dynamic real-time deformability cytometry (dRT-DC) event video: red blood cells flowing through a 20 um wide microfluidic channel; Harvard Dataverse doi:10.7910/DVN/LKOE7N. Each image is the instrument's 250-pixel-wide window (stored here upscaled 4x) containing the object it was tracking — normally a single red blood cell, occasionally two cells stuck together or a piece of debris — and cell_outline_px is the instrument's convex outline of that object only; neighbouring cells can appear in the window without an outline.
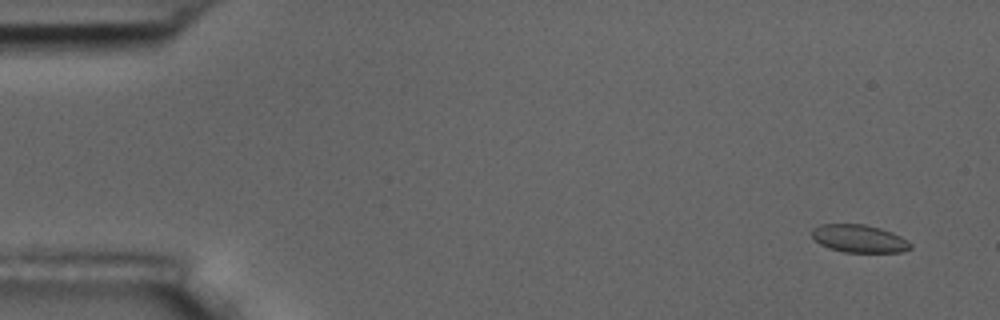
{"species": "common noctule bat (a hibernating species)", "species_latin": "Nyctalus noctula", "temperature_condition": "room temperature", "stored_images_in_passage": 5, "camera_frame_rate_fps": 3000, "um_per_image_px": 0.085, "animal": {"sex": "male", "body_mass_g": 17.5, "forearm_length_mm": 52.3}, "frame": {"image": 1, "passage_image": 1, "time_ms": 0.0, "image_size_px": [1000, 320], "cell_outline_px": [[912, 248], [904, 252], [844, 252], [828, 248], [820, 244], [812, 236], [812, 228], [820, 224], [864, 224], [880, 228], [892, 232], [908, 240], [912, 244]], "centroid_in_image_um": [73.04, 20.28], "position_along_channel_um": 12.0, "area_um2": 16.07}}